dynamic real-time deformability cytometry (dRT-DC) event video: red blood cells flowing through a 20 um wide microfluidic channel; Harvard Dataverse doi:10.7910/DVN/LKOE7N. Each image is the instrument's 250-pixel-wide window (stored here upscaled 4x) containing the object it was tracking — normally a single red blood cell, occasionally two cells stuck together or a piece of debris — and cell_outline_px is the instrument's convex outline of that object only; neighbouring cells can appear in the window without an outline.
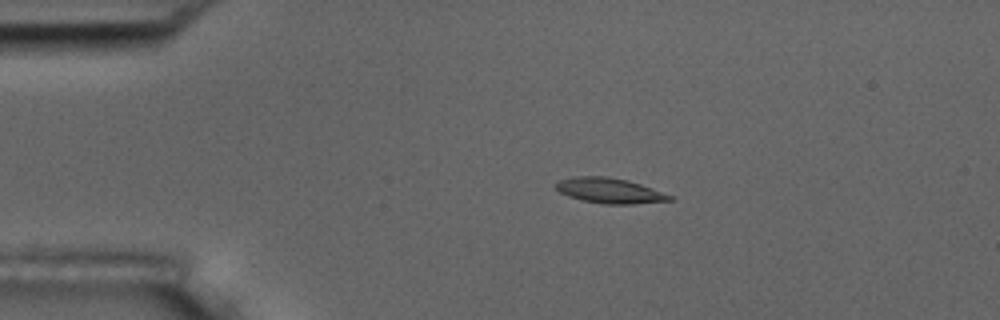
{"species": "common noctule bat (a hibernating species)", "species_latin": "Nyctalus noctula", "temperature_condition": "room temperature", "stored_images_in_passage": 5, "camera_frame_rate_fps": 3000, "um_per_image_px": 0.085, "animal": {"sex": "male", "body_mass_g": 17.5, "forearm_length_mm": 52.3}, "frame": {"image": 1, "passage_image": 3, "time_ms": 3.333, "image_size_px": [1000, 320], "cell_outline_px": [[676, 200], [632, 204], [604, 204], [584, 200], [568, 196], [560, 192], [556, 188], [556, 180], [572, 176], [608, 176], [628, 180], [640, 184], [672, 196]], "centroid_in_image_um": [51.79, 16.19], "position_along_channel_um": 33.2, "area_um2": 16.76}}
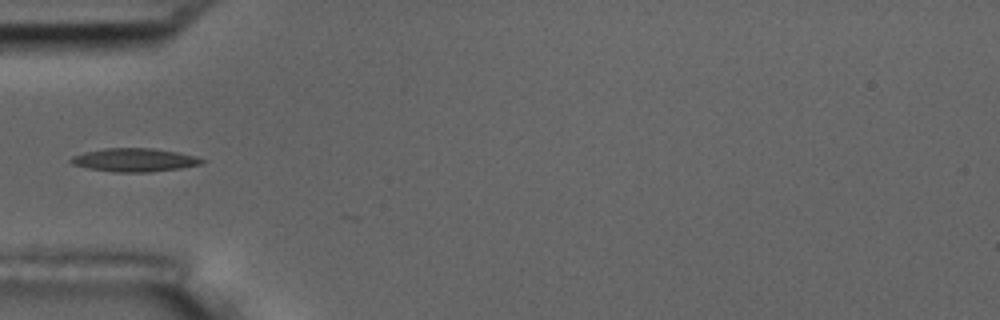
{"frame": {"image": 2, "passage_image": 5, "time_ms": 5.667, "image_size_px": [1000, 320], "cell_outline_px": [[208, 160], [204, 164], [180, 168], [148, 172], [116, 172], [88, 168], [72, 164], [68, 160], [72, 156], [84, 152], [104, 148], [152, 148], [176, 152], [196, 156]], "centroid_in_image_um": [11.45, 13.59], "position_along_channel_um": 73.5, "area_um2": 17.92}}